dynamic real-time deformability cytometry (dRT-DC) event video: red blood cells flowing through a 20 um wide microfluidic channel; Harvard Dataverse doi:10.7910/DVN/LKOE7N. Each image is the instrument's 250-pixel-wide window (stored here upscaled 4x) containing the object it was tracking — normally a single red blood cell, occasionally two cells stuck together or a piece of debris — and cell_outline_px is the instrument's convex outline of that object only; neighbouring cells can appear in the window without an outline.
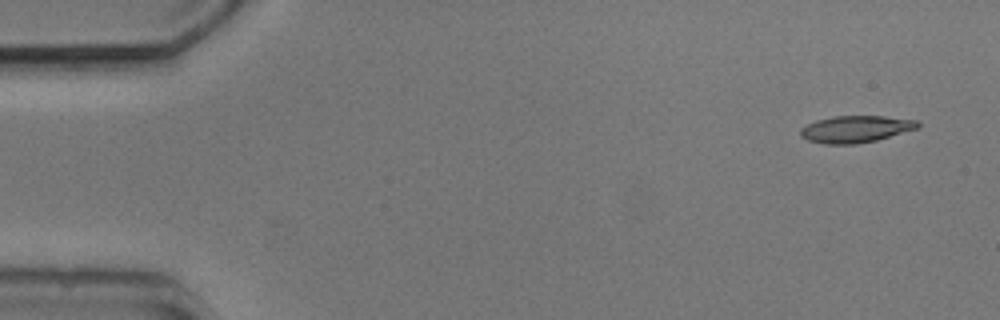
{"species": "common noctule bat (a hibernating species)", "species_latin": "Nyctalus noctula", "temperature_condition": "cold", "stored_images_in_passage": 5, "camera_frame_rate_fps": 3000, "um_per_image_px": 0.085, "animal": {"sex": "male", "body_mass_g": 20.5, "forearm_length_mm": 52.5}, "frame": {"image": 1, "passage_image": 1, "time_ms": 0.0, "image_size_px": [1000, 320], "cell_outline_px": [[920, 128], [876, 140], [856, 144], [824, 144], [808, 140], [800, 136], [800, 128], [816, 120], [832, 116], [884, 116], [916, 120], [920, 124]], "centroid_in_image_um": [72.73, 10.97], "position_along_channel_um": 12.3, "area_um2": 18.44}}
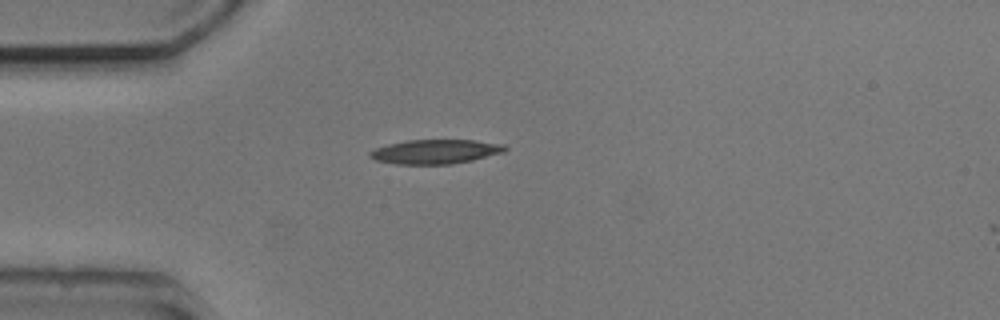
{"frame": {"image": 2, "passage_image": 4, "time_ms": 3.667, "image_size_px": [1000, 320], "cell_outline_px": [[508, 148], [504, 152], [472, 160], [452, 164], [396, 164], [376, 160], [368, 156], [368, 152], [376, 148], [388, 144], [408, 140], [472, 140], [504, 144]], "centroid_in_image_um": [37.0, 12.89], "position_along_channel_um": 48.0, "area_um2": 19.07}}